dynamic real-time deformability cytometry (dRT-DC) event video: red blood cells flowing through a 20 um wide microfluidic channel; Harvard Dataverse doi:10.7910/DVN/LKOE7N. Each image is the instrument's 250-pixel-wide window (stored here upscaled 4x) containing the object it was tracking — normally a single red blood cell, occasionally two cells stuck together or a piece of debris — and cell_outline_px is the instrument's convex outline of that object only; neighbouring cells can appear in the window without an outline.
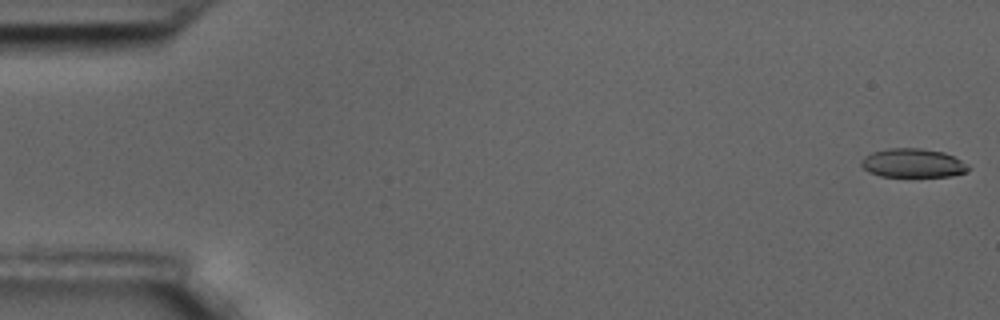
{"species": "common noctule bat (a hibernating species)", "species_latin": "Nyctalus noctula", "temperature_condition": "room temperature", "stored_images_in_passage": 18, "camera_frame_rate_fps": 3000, "um_per_image_px": 0.085, "animal": {"sex": "male", "body_mass_g": 17.5, "forearm_length_mm": 52.3}, "frame": {"image": 1, "passage_image": 1, "time_ms": 0.0, "image_size_px": [1000, 320], "cell_outline_px": [[972, 168], [964, 172], [952, 176], [880, 176], [868, 172], [860, 164], [860, 160], [864, 156], [872, 152], [888, 148], [920, 148], [944, 152], [960, 160]], "centroid_in_image_um": [77.56, 13.86], "position_along_channel_um": 7.4, "area_um2": 17.98}}
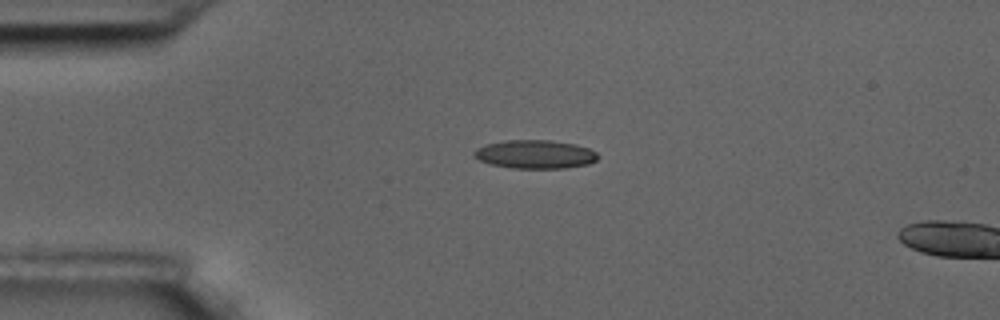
{"frame": {"image": 2, "passage_image": 14, "time_ms": 4.333, "image_size_px": [1000, 320], "cell_outline_px": [[600, 156], [596, 160], [588, 164], [564, 168], [512, 168], [492, 164], [480, 160], [472, 156], [472, 152], [476, 148], [488, 144], [504, 140], [548, 140], [576, 144], [588, 148], [596, 152]], "centroid_in_image_um": [45.48, 13.11], "position_along_channel_um": 39.5, "area_um2": 20.58}}